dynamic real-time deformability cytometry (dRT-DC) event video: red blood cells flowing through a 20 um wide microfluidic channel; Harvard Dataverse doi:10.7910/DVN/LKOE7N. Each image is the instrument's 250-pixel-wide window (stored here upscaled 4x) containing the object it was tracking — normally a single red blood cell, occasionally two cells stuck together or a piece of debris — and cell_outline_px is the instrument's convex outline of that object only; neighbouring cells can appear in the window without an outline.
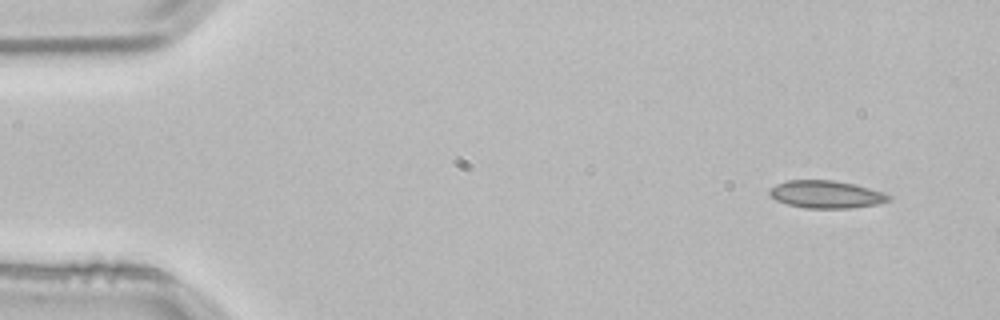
{"species": "common noctule bat (a hibernating species)", "species_latin": "Nyctalus noctula", "temperature_condition": "room temperature", "stored_images_in_passage": 3, "camera_frame_rate_fps": 3000, "um_per_image_px": 0.085, "animal": {"sex": "male", "body_mass_g": 21.5, "forearm_length_mm": 52.0}, "frame": {"image": 1, "passage_image": 1, "time_ms": 0.0, "image_size_px": [1000, 320], "cell_outline_px": [[892, 200], [876, 204], [852, 208], [804, 208], [788, 204], [776, 200], [768, 192], [776, 184], [788, 180], [832, 180], [852, 184], [868, 188], [892, 196]], "centroid_in_image_um": [70.22, 16.53], "position_along_channel_um": 14.8, "area_um2": 18.9}}